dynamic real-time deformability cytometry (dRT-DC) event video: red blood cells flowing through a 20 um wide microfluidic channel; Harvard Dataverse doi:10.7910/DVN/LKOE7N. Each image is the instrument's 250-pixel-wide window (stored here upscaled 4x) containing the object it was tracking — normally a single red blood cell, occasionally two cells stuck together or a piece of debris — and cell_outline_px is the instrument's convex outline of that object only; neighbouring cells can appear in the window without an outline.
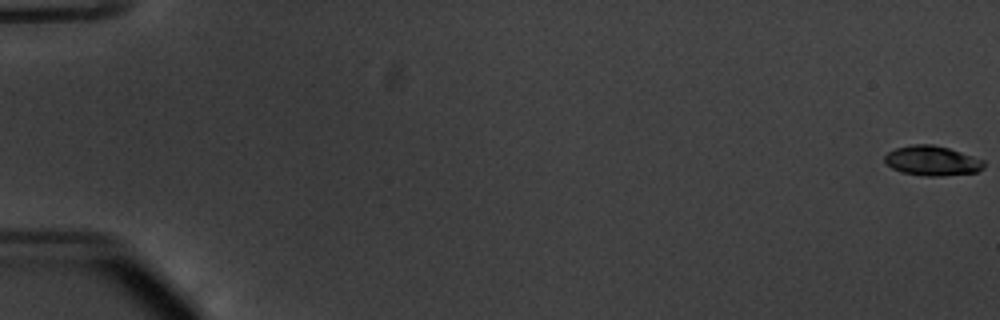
{"species": "common noctule bat (a hibernating species)", "species_latin": "Nyctalus noctula", "temperature_condition": "warm", "stored_images_in_passage": 56, "camera_frame_rate_fps": 3000, "um_per_image_px": 0.085, "animal": {"sex": "male", "body_mass_g": 20.1, "forearm_length_mm": 53.5}, "frame": {"image": 1, "passage_image": 1, "time_ms": 0.0, "image_size_px": [1000, 320], "cell_outline_px": [[984, 168], [976, 172], [944, 176], [924, 176], [904, 172], [892, 168], [884, 160], [884, 156], [888, 152], [896, 148], [912, 144], [932, 144], [948, 148], [984, 160]], "centroid_in_image_um": [79.24, 13.66], "position_along_channel_um": 5.8, "area_um2": 17.11}}
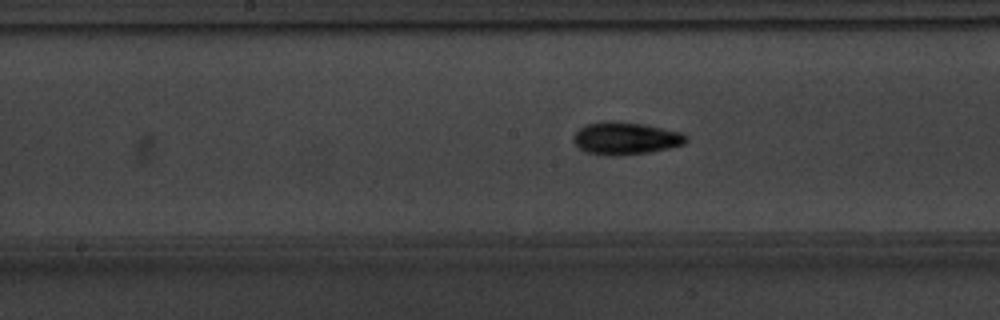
{"frame": {"image": 2, "passage_image": 30, "time_ms": 9.667, "image_size_px": [1000, 320], "cell_outline_px": [[688, 140], [684, 144], [668, 148], [648, 152], [612, 156], [584, 152], [572, 140], [572, 136], [584, 124], [600, 120], [608, 120], [644, 124], [684, 132], [688, 136]], "centroid_in_image_um": [53.16, 11.73], "position_along_channel_um": 195.0, "area_um2": 21.62}}
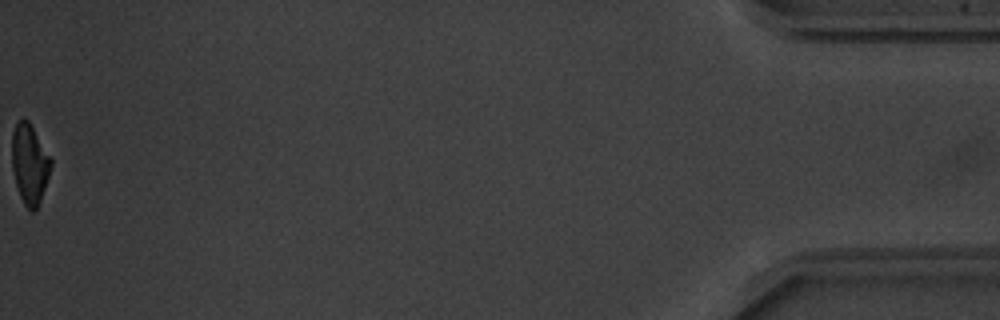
{"frame": {"image": 3, "passage_image": 56, "time_ms": 18.333, "image_size_px": [1000, 320], "cell_outline_px": [[52, 164], [40, 200], [36, 208], [32, 212], [24, 204], [20, 196], [16, 184], [12, 168], [12, 132], [16, 124], [20, 120], [28, 120], [52, 160]], "centroid_in_image_um": [2.5, 13.93], "position_along_channel_um": 432.7, "area_um2": 17.69}, "authors_computed_cell_mechanics": {"area_um2": 19.1029, "velocity_mm_per_s": 3.8029, "shape_relaxation_time_tau1_ms": 2.8078, "shape_relaxation_time_tau2_ms": 4.1399, "deformation_change_tau1": 0.1478, "deformation_change_tau2": 0.1079}}